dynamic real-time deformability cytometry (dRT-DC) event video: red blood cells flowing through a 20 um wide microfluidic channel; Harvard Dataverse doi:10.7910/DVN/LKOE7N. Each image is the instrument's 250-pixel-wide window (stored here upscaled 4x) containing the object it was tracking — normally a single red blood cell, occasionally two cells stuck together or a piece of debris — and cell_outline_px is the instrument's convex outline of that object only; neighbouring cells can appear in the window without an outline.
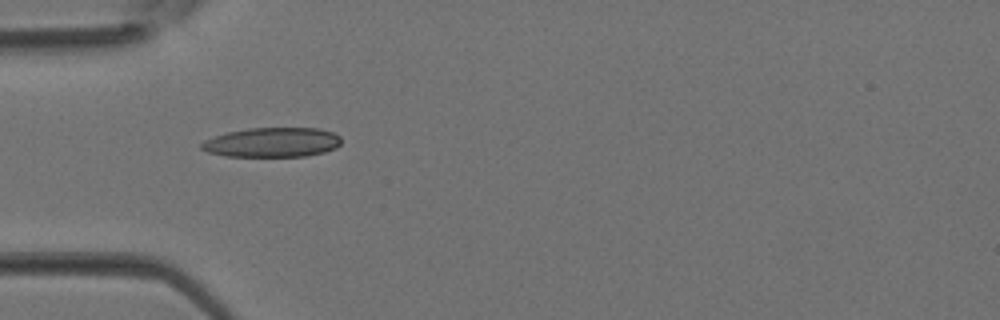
{"species": "Egyptian fruit bat (a non-hibernating species)", "species_latin": "Rousettus aegyptiacus", "temperature_condition": "room temperature", "stored_images_in_passage": 3, "camera_frame_rate_fps": 3000, "um_per_image_px": 0.085, "animal": {"sex": "female"}, "frame": {"image": 1, "passage_image": 3, "time_ms": 0.667, "image_size_px": [1000, 320], "cell_outline_px": [[340, 144], [336, 148], [324, 152], [304, 156], [224, 156], [208, 152], [200, 148], [200, 144], [204, 140], [228, 132], [248, 128], [316, 128], [332, 132], [340, 136]], "centroid_in_image_um": [23.13, 12.1], "position_along_channel_um": 61.9, "area_um2": 23.99}}